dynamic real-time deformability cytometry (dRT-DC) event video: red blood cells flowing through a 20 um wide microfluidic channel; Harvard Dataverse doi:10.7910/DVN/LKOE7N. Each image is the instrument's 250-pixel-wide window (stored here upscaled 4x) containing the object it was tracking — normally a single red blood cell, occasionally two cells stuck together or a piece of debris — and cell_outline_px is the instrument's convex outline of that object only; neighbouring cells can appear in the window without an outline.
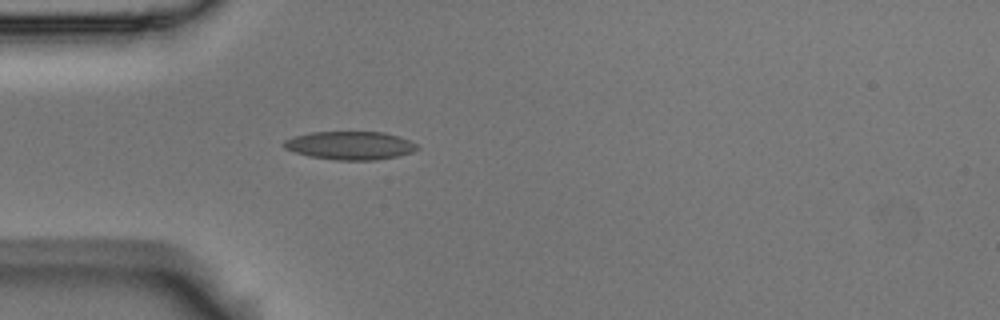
{"species": "Egyptian fruit bat (a non-hibernating species)", "species_latin": "Rousettus aegyptiacus", "temperature_condition": "room temperature", "stored_images_in_passage": 5, "camera_frame_rate_fps": 3000, "um_per_image_px": 0.085, "animal": {"sex": "male"}, "frame": {"image": 1, "passage_image": 5, "time_ms": 1.333, "image_size_px": [1000, 320], "cell_outline_px": [[420, 148], [412, 152], [396, 156], [376, 160], [336, 160], [312, 156], [296, 152], [284, 148], [280, 144], [284, 140], [292, 136], [312, 132], [384, 132], [400, 136], [416, 144]], "centroid_in_image_um": [29.74, 12.36], "position_along_channel_um": 55.3, "area_um2": 21.96}}